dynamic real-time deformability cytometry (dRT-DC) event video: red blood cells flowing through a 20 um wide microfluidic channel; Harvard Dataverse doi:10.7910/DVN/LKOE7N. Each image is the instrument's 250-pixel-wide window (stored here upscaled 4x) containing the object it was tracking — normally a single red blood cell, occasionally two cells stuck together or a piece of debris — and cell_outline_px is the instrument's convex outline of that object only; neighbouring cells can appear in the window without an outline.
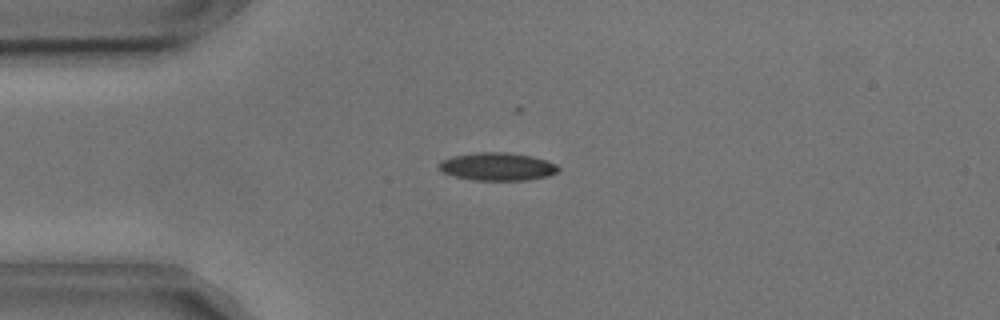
{"species": "common noctule bat (a hibernating species)", "species_latin": "Nyctalus noctula", "temperature_condition": "cold", "stored_images_in_passage": 53, "camera_frame_rate_fps": 3000, "um_per_image_px": 0.085, "animal": {"sex": "male", "body_mass_g": 17.9, "forearm_length_mm": 54.2}, "frame": {"image": 1, "passage_image": 11, "time_ms": 3.333, "image_size_px": [1000, 320], "cell_outline_px": [[560, 172], [548, 176], [524, 180], [472, 180], [452, 176], [444, 172], [440, 168], [440, 160], [452, 156], [476, 152], [508, 152], [532, 156], [556, 164], [560, 168]], "centroid_in_image_um": [42.29, 14.16], "position_along_channel_um": 42.7, "area_um2": 19.48}}
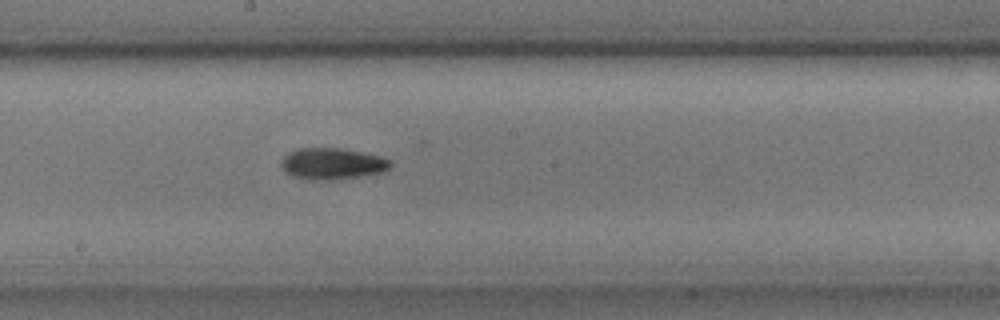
{"frame": {"image": 2, "passage_image": 27, "time_ms": 8.667, "image_size_px": [1000, 320], "cell_outline_px": [[392, 168], [384, 172], [364, 176], [332, 180], [312, 180], [292, 176], [284, 172], [280, 164], [280, 160], [288, 152], [296, 148], [344, 148], [380, 156], [392, 160]], "centroid_in_image_um": [28.26, 13.92], "position_along_channel_um": 219.9, "area_um2": 20.52}}
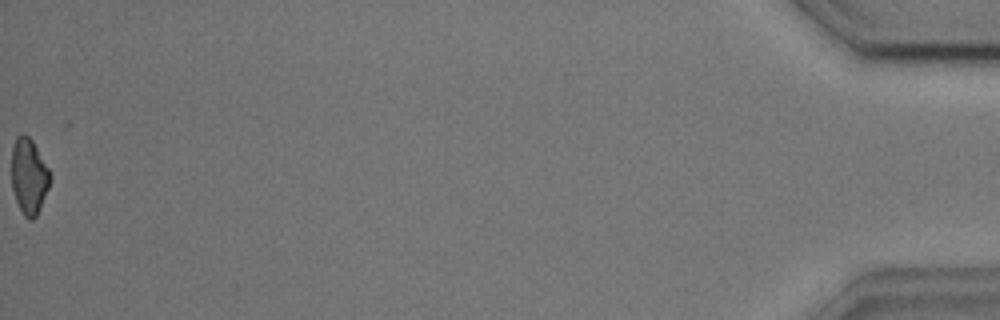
{"frame": {"image": 3, "passage_image": 53, "time_ms": 17.333, "image_size_px": [1000, 320], "cell_outline_px": [[48, 188], [36, 216], [32, 220], [28, 220], [24, 216], [16, 200], [12, 188], [12, 148], [16, 136], [24, 132], [32, 140], [48, 168]], "centroid_in_image_um": [2.42, 14.96], "position_along_channel_um": 432.8, "area_um2": 16.59}, "authors_computed_cell_mechanics": {"area_um2": 18.6116, "velocity_mm_per_s": 3.642, "shape_relaxation_time_tau1_ms": 4.1734, "shape_relaxation_time_tau2_ms": null, "deformation_change_tau1": 0.1029, "deformation_change_tau2": null}}